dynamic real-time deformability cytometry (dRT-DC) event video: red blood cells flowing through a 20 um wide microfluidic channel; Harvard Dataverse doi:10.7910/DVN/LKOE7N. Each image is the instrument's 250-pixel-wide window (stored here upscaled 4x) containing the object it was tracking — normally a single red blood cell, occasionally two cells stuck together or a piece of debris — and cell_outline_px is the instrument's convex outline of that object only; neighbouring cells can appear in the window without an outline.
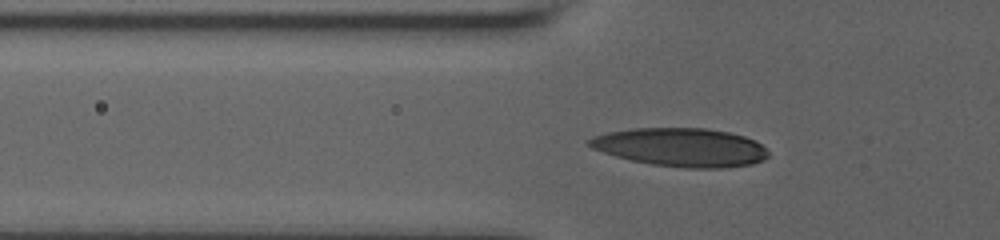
{"species": "human", "species_latin": "Homo sapiens", "temperature_condition": "room temperature", "stored_images_in_passage": 46, "camera_frame_rate_fps": 3000, "um_per_image_px": 0.085, "donor": {"sex": "male"}, "frame": {"image": 1, "passage_image": 16, "time_ms": 5.0, "image_size_px": [1000, 240], "cell_outline_px": [[768, 156], [764, 160], [752, 164], [724, 168], [684, 168], [652, 164], [632, 160], [616, 156], [592, 148], [584, 140], [608, 132], [632, 128], [704, 128], [728, 132], [744, 136], [756, 140], [768, 152]], "centroid_in_image_um": [57.89, 12.52], "position_along_channel_um": 67.9, "area_um2": 40.11}}
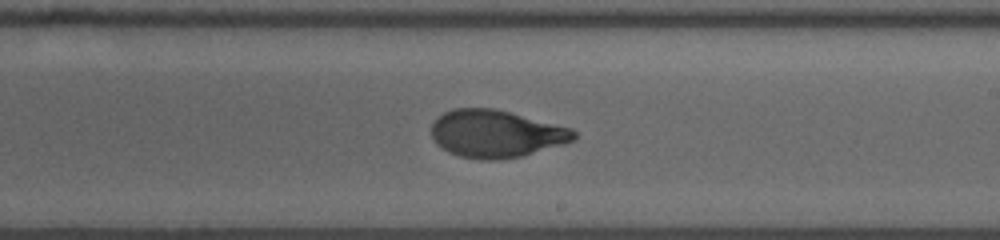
{"frame": {"image": 2, "passage_image": 31, "time_ms": 10.0, "image_size_px": [1000, 240], "cell_outline_px": [[576, 136], [572, 140], [560, 144], [520, 156], [500, 160], [480, 160], [460, 156], [448, 152], [436, 144], [432, 136], [432, 124], [436, 116], [452, 108], [496, 108], [572, 128], [576, 132]], "centroid_in_image_um": [42.1, 11.35], "position_along_channel_um": 246.9, "area_um2": 39.36}}
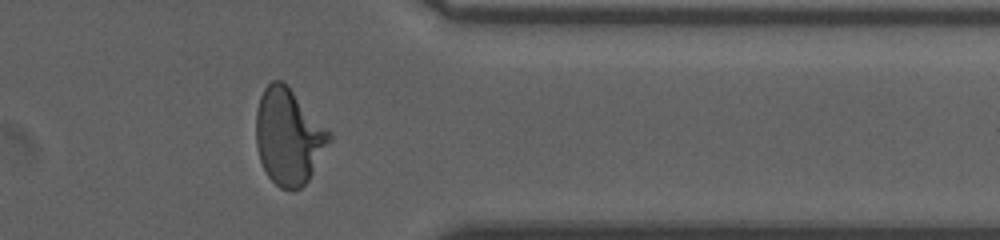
{"frame": {"image": 3, "passage_image": 43, "time_ms": 14.0, "image_size_px": [1000, 240], "cell_outline_px": [[332, 140], [308, 180], [300, 188], [280, 188], [268, 176], [260, 160], [256, 144], [256, 108], [260, 96], [264, 88], [272, 80], [280, 80], [332, 132]], "centroid_in_image_um": [24.53, 11.61], "position_along_channel_um": 386.9, "area_um2": 40.52}, "authors_computed_cell_mechanics": {"area_um2": 39.2173, "velocity_mm_per_s": 3.6601, "shape_relaxation_time_tau1_ms": 4.7323, "shape_relaxation_time_tau2_ms": 0.8963, "deformation_change_tau1": 0.233, "deformation_change_tau2": 0.0607}}